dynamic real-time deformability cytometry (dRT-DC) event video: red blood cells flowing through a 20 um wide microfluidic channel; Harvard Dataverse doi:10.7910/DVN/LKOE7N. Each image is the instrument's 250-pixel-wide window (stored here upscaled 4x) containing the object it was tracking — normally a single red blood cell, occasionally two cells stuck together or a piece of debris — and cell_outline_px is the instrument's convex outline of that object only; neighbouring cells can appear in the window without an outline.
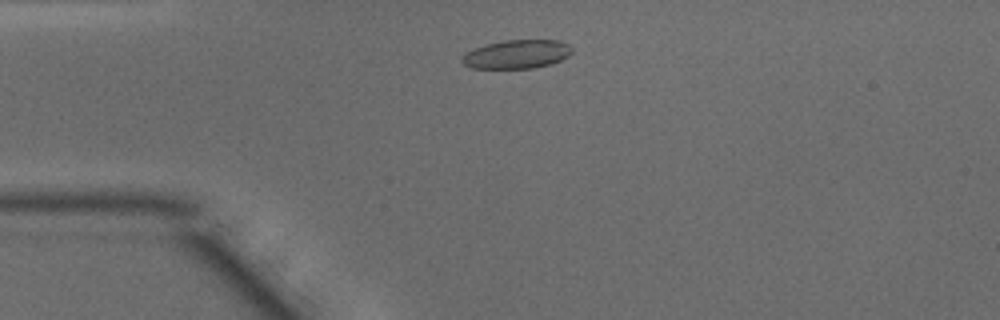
{"species": "common noctule bat (a hibernating species)", "species_latin": "Nyctalus noctula", "temperature_condition": "warm", "stored_images_in_passage": 42, "camera_frame_rate_fps": 3000, "um_per_image_px": 0.085, "animal": {"sex": "male", "body_mass_g": 15.6}, "frame": {"image": 1, "passage_image": 5, "time_ms": 1.333, "image_size_px": [1000, 320], "cell_outline_px": [[572, 52], [568, 56], [552, 64], [532, 68], [472, 68], [464, 64], [460, 60], [468, 52], [484, 44], [504, 40], [560, 40], [568, 44], [572, 48]], "centroid_in_image_um": [43.96, 4.6], "position_along_channel_um": 41.0, "area_um2": 18.32}}
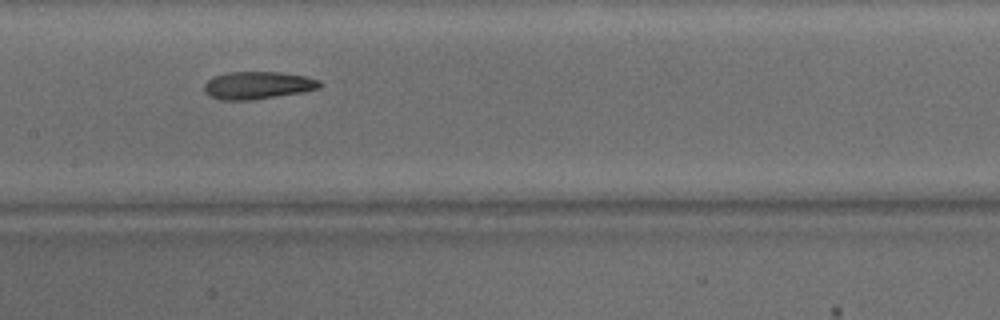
{"frame": {"image": 2, "passage_image": 17, "time_ms": 5.333, "image_size_px": [1000, 320], "cell_outline_px": [[324, 84], [320, 88], [304, 92], [252, 100], [220, 100], [204, 92], [204, 84], [212, 76], [228, 72], [280, 72], [308, 76], [320, 80]], "centroid_in_image_um": [21.95, 7.24], "position_along_channel_um": 185.4, "area_um2": 18.84}}
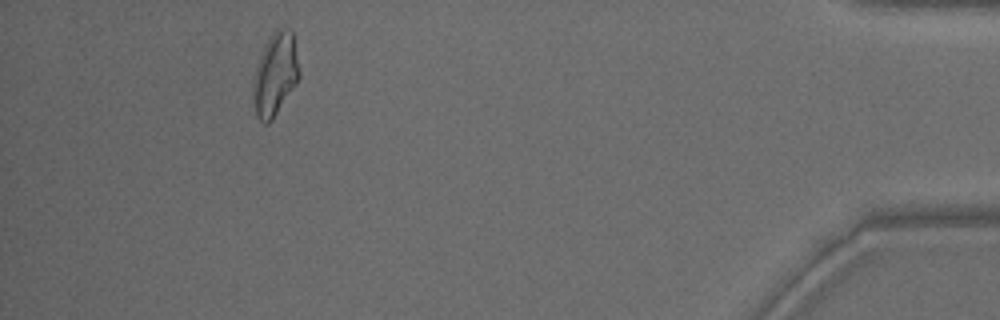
{"frame": {"image": 3, "passage_image": 38, "time_ms": 12.333, "image_size_px": [1000, 320], "cell_outline_px": [[300, 76], [272, 120], [268, 124], [264, 124], [260, 120], [256, 112], [252, 92], [252, 80], [264, 44], [268, 36], [284, 28], [292, 32], [300, 72]], "centroid_in_image_um": [23.37, 6.33], "position_along_channel_um": 411.8, "area_um2": 21.79}, "authors_computed_cell_mechanics": {"area_um2": 19.4208, "velocity_mm_per_s": 4.1297, "shape_relaxation_time_tau1_ms": 8.1391, "shape_relaxation_time_tau2_ms": 3.0298, "deformation_change_tau1": 0.2202, "deformation_change_tau2": 0.1245}}